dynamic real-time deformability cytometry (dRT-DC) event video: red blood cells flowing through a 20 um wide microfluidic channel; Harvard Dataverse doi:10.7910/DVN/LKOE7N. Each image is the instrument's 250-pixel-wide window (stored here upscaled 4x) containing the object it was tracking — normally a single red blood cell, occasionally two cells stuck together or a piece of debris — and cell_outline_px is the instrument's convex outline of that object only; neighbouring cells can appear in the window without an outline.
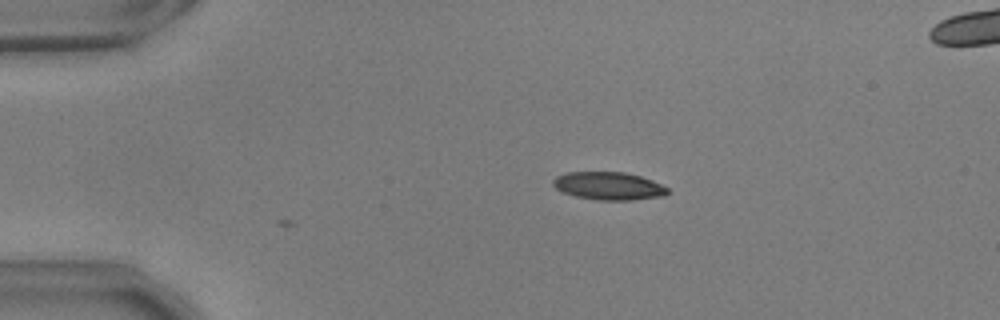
{"species": "common noctule bat (a hibernating species)", "species_latin": "Nyctalus noctula", "temperature_condition": "warm", "stored_images_in_passage": 3, "camera_frame_rate_fps": 3000, "um_per_image_px": 0.085, "animal": {"sex": "male", "body_mass_g": 17.9, "forearm_length_mm": 54.2}, "frame": {"image": 1, "passage_image": 3, "time_ms": 0.667, "image_size_px": [1000, 320], "cell_outline_px": [[668, 192], [664, 196], [632, 200], [596, 200], [576, 196], [564, 192], [556, 188], [552, 184], [552, 180], [556, 176], [568, 172], [624, 172], [640, 176], [652, 180], [668, 188]], "centroid_in_image_um": [51.73, 15.8], "position_along_channel_um": 33.3, "area_um2": 18.55}}